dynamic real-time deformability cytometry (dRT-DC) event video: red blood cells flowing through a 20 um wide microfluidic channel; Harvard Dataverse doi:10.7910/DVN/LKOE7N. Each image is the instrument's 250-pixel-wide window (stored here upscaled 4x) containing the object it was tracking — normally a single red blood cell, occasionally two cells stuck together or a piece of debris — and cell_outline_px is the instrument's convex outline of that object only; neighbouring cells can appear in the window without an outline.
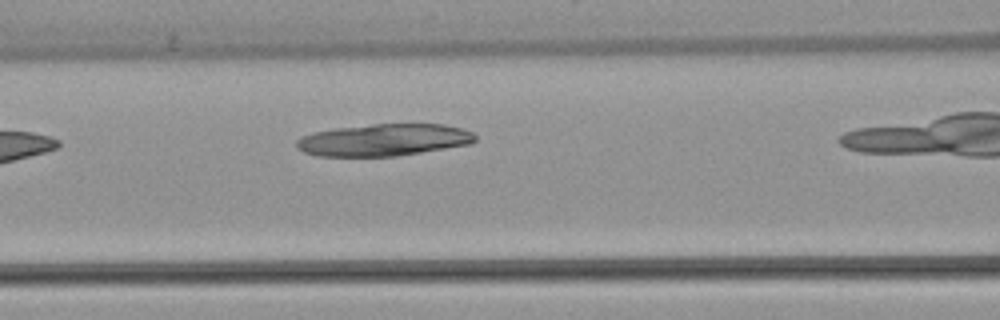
{"species": "common noctule bat (a hibernating species)", "species_latin": "Nyctalus noctula", "temperature_condition": "warm", "stored_images_in_passage": 4, "camera_frame_rate_fps": 3000, "um_per_image_px": 0.085, "animal": {"sex": "female", "body_mass_g": 22.7, "forearm_length_mm": 54.2}, "frame": {"image": 1, "passage_image": 3, "time_ms": 2.667, "image_size_px": [1000, 320], "cell_outline_px": [[476, 140], [472, 144], [396, 156], [316, 156], [304, 152], [296, 148], [296, 140], [300, 136], [312, 132], [336, 128], [372, 124], [444, 124], [464, 128], [472, 132], [476, 136]], "centroid_in_image_um": [32.62, 11.89], "position_along_channel_um": 134.0, "area_um2": 33.64}}